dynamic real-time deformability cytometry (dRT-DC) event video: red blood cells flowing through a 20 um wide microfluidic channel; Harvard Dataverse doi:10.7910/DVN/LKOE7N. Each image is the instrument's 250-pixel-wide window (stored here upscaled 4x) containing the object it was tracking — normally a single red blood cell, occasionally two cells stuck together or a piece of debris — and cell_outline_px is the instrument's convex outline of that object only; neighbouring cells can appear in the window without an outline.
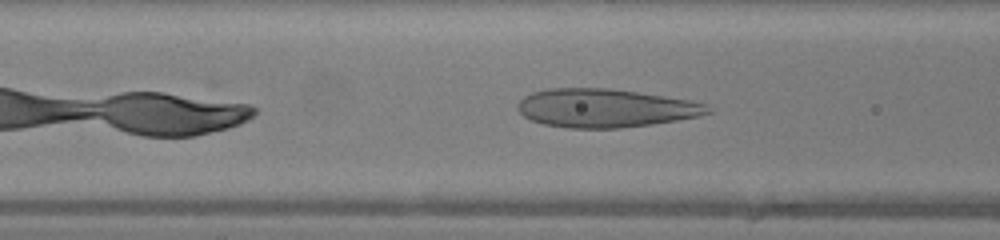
{"species": "human", "species_latin": "Homo sapiens", "temperature_condition": "warm", "stored_images_in_passage": 19, "camera_frame_rate_fps": 3000, "um_per_image_px": 0.085, "donor": {"sex": "female"}, "frame": {"image": 1, "passage_image": 6, "time_ms": 1.667, "image_size_px": [1000, 240], "cell_outline_px": [[716, 112], [700, 116], [652, 124], [620, 128], [568, 128], [544, 124], [532, 120], [524, 116], [516, 108], [516, 104], [524, 96], [532, 92], [548, 88], [608, 88], [692, 100], [708, 104]], "centroid_in_image_um": [51.48, 9.18], "position_along_channel_um": 115.1, "area_um2": 42.89}}
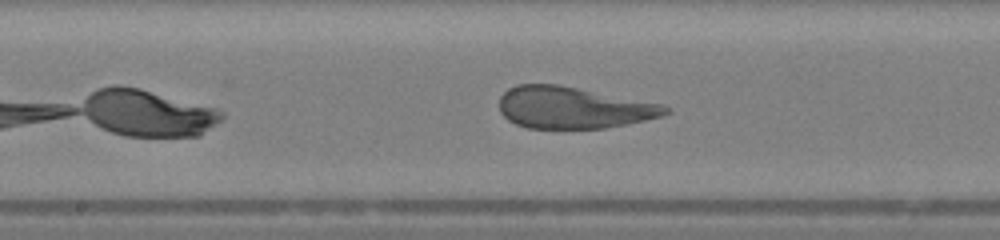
{"frame": {"image": 2, "passage_image": 12, "time_ms": 3.667, "image_size_px": [1000, 240], "cell_outline_px": [[672, 112], [660, 116], [644, 120], [604, 128], [528, 128], [516, 124], [508, 120], [500, 112], [500, 96], [508, 88], [516, 84], [556, 84], [664, 104], [672, 108]], "centroid_in_image_um": [48.72, 9.14], "position_along_channel_um": 199.5, "area_um2": 40.29}}
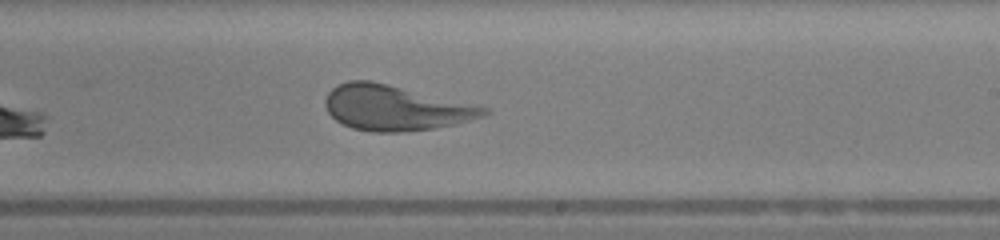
{"frame": {"image": 3, "passage_image": 16, "time_ms": 5.0, "image_size_px": [1000, 240], "cell_outline_px": [[492, 112], [484, 116], [456, 124], [436, 128], [400, 132], [372, 132], [352, 128], [336, 120], [328, 112], [324, 104], [324, 100], [328, 92], [336, 84], [348, 80], [372, 80], [476, 104], [488, 108]], "centroid_in_image_um": [33.61, 9.16], "position_along_channel_um": 255.4, "area_um2": 42.19}}